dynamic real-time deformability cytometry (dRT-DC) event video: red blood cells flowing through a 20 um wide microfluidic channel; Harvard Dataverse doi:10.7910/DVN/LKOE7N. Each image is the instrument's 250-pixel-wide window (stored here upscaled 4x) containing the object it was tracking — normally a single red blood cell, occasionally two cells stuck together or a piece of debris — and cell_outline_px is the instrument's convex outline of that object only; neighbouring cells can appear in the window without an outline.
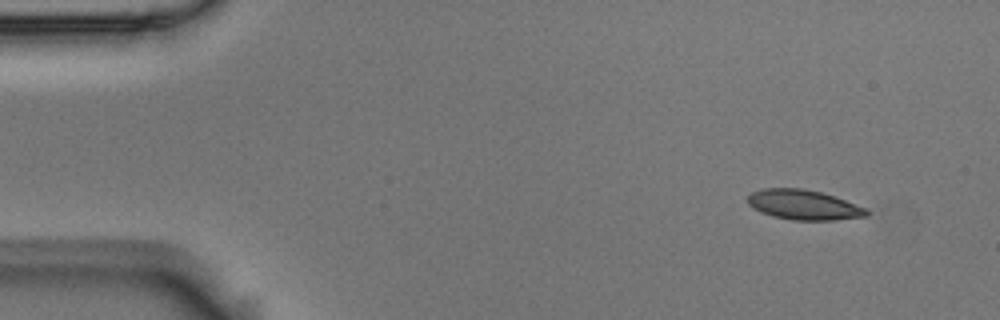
{"species": "Egyptian fruit bat (a non-hibernating species)", "species_latin": "Rousettus aegyptiacus", "temperature_condition": "room temperature", "stored_images_in_passage": 4, "camera_frame_rate_fps": 3000, "um_per_image_px": 0.085, "animal": {"sex": "male"}, "frame": {"image": 1, "passage_image": 1, "time_ms": 0.0, "image_size_px": [1000, 320], "cell_outline_px": [[868, 216], [836, 220], [792, 220], [772, 216], [760, 212], [752, 208], [748, 204], [748, 196], [752, 192], [764, 188], [804, 188], [820, 192], [844, 200], [864, 208], [868, 212]], "centroid_in_image_um": [68.26, 17.41], "position_along_channel_um": 16.7, "area_um2": 20.58}}
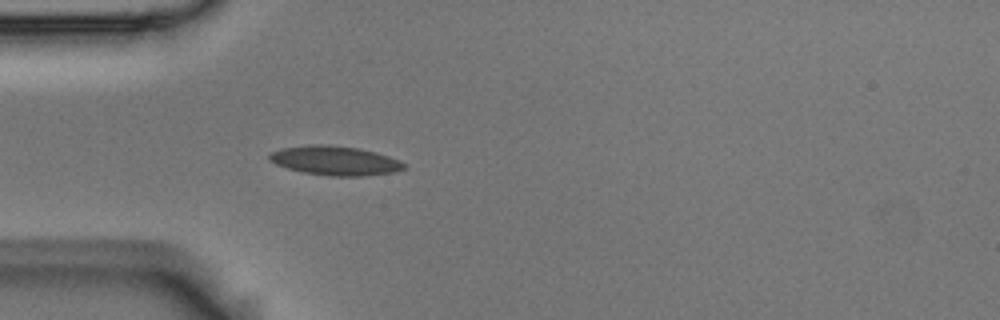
{"frame": {"image": 2, "passage_image": 4, "time_ms": 1.0, "image_size_px": [1000, 320], "cell_outline_px": [[404, 168], [396, 172], [364, 176], [328, 176], [304, 172], [288, 168], [276, 164], [268, 160], [268, 156], [272, 152], [280, 148], [312, 144], [320, 144], [360, 148], [376, 152], [400, 160], [404, 164]], "centroid_in_image_um": [28.48, 13.65], "position_along_channel_um": 56.5, "area_um2": 22.95}}